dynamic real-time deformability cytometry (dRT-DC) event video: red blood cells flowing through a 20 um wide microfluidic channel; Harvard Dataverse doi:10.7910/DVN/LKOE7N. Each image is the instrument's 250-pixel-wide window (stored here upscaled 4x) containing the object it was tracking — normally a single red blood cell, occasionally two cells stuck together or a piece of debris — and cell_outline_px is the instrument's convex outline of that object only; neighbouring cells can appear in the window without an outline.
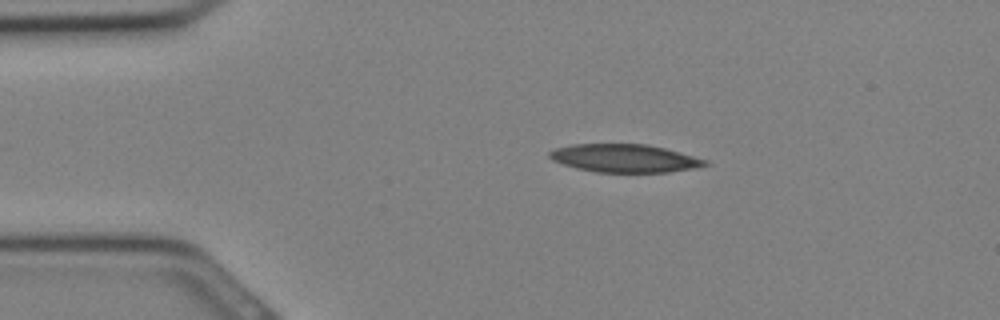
{"species": "Egyptian fruit bat (a non-hibernating species)", "species_latin": "Rousettus aegyptiacus", "temperature_condition": "cold", "stored_images_in_passage": 12, "camera_frame_rate_fps": 3000, "um_per_image_px": 0.085, "animal": {"sex": "female"}, "frame": {"image": 1, "passage_image": 5, "time_ms": 1.333, "image_size_px": [1000, 320], "cell_outline_px": [[708, 164], [692, 168], [668, 172], [596, 172], [576, 168], [552, 160], [548, 156], [548, 152], [556, 148], [568, 144], [648, 144], [680, 152], [708, 160]], "centroid_in_image_um": [53.05, 13.44], "position_along_channel_um": 31.9, "area_um2": 25.37}}
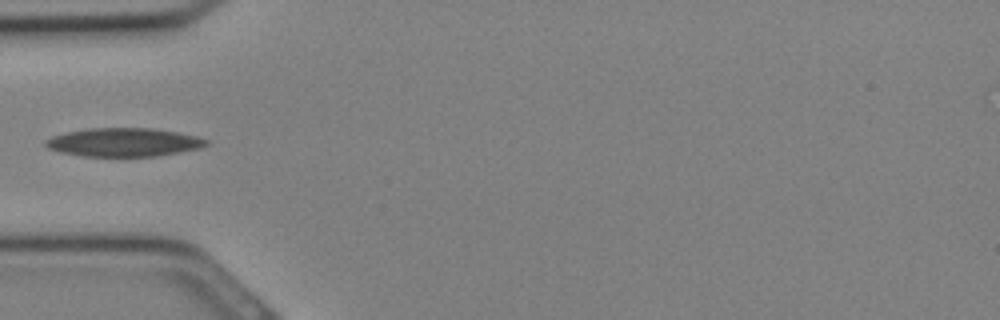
{"frame": {"image": 2, "passage_image": 9, "time_ms": 2.667, "image_size_px": [1000, 320], "cell_outline_px": [[208, 144], [200, 148], [156, 156], [84, 156], [60, 152], [48, 148], [44, 144], [44, 140], [52, 136], [68, 132], [88, 128], [152, 128], [176, 132], [196, 136], [208, 140]], "centroid_in_image_um": [10.5, 12.09], "position_along_channel_um": 74.5, "area_um2": 26.53}}
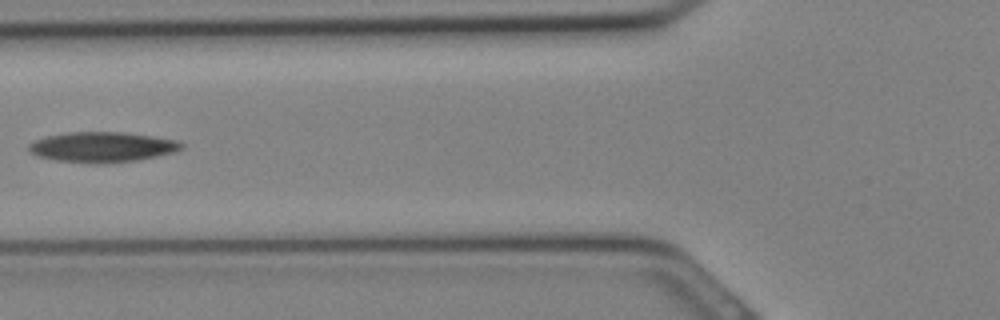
{"frame": {"image": 3, "passage_image": 11, "time_ms": 3.333, "image_size_px": [1000, 320], "cell_outline_px": [[184, 148], [176, 152], [136, 160], [104, 164], [96, 164], [56, 160], [36, 156], [28, 152], [28, 144], [44, 136], [68, 132], [124, 132], [152, 136], [176, 140], [184, 144]], "centroid_in_image_um": [8.67, 12.5], "position_along_channel_um": 117.1, "area_um2": 27.17}}